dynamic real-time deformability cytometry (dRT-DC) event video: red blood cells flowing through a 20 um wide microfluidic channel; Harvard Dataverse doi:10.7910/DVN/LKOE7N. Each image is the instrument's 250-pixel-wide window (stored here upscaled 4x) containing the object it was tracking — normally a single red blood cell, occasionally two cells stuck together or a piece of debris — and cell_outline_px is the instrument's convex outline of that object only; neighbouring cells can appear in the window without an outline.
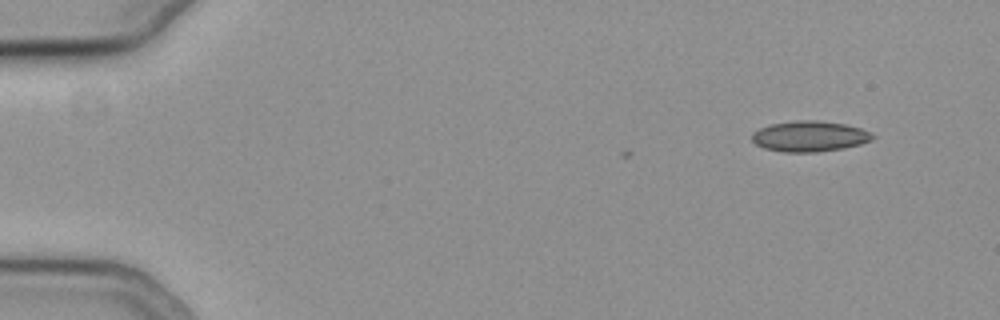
{"species": "common noctule bat (a hibernating species)", "species_latin": "Nyctalus noctula", "temperature_condition": "cold", "stored_images_in_passage": 5, "camera_frame_rate_fps": 3000, "um_per_image_px": 0.085, "animal": {"sex": "female", "body_mass_g": 19.3, "forearm_length_mm": 54.1}, "frame": {"image": 1, "passage_image": 5, "time_ms": 1.333, "image_size_px": [1000, 320], "cell_outline_px": [[876, 136], [872, 140], [860, 144], [844, 148], [816, 152], [784, 152], [764, 148], [756, 144], [752, 140], [752, 132], [760, 128], [772, 124], [800, 120], [816, 120], [844, 124], [860, 128]], "centroid_in_image_um": [68.81, 11.59], "position_along_channel_um": 16.2, "area_um2": 21.39}}